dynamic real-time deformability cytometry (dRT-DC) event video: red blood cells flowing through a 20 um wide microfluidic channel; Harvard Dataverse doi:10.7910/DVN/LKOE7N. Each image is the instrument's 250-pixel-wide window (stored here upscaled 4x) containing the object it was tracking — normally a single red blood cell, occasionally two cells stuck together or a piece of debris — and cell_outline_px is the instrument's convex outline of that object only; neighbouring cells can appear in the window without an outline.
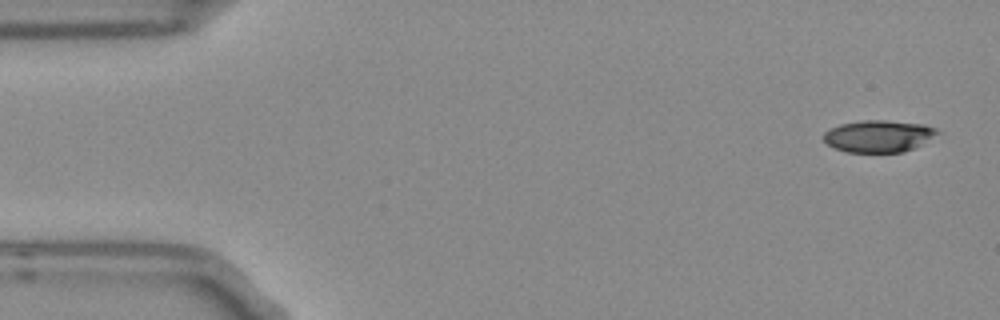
{"species": "Egyptian fruit bat (a non-hibernating species)", "species_latin": "Rousettus aegyptiacus", "temperature_condition": "room temperature", "stored_images_in_passage": 7, "camera_frame_rate_fps": 3000, "um_per_image_px": 0.085, "frame": {"image": 1, "passage_image": 1, "time_ms": 0.0, "image_size_px": [1000, 320], "cell_outline_px": [[940, 132], [920, 144], [904, 152], [848, 152], [836, 148], [828, 144], [820, 136], [828, 128], [840, 124], [860, 120], [884, 120], [924, 124], [936, 128]], "centroid_in_image_um": [74.62, 11.56], "position_along_channel_um": 10.4, "area_um2": 21.15}}
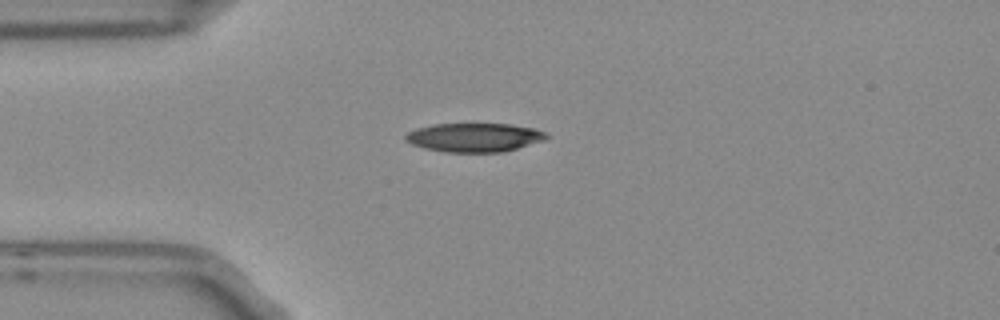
{"frame": {"image": 2, "passage_image": 4, "time_ms": 1.0, "image_size_px": [1000, 320], "cell_outline_px": [[548, 136], [544, 140], [504, 152], [444, 152], [424, 148], [412, 144], [404, 140], [404, 136], [408, 132], [416, 128], [436, 124], [508, 124], [532, 128], [544, 132]], "centroid_in_image_um": [40.27, 11.69], "position_along_channel_um": 44.7, "area_um2": 23.52}}
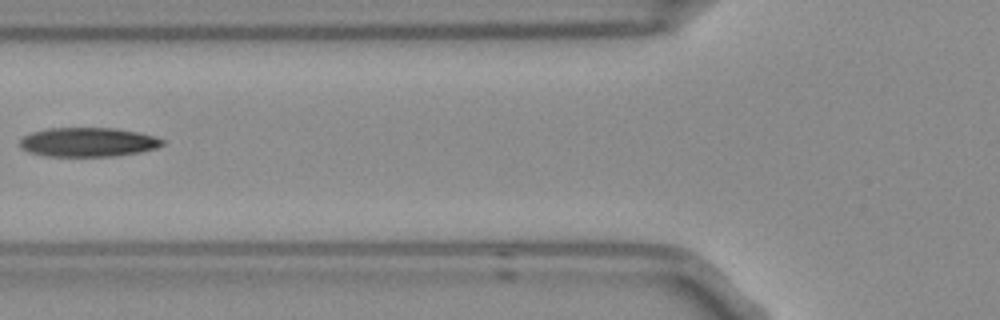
{"frame": {"image": 3, "passage_image": 6, "time_ms": 1.667, "image_size_px": [1000, 320], "cell_outline_px": [[164, 144], [156, 148], [140, 152], [112, 156], [44, 156], [28, 152], [20, 144], [20, 140], [24, 136], [32, 132], [48, 128], [116, 128], [140, 132], [164, 140]], "centroid_in_image_um": [7.49, 12.08], "position_along_channel_um": 118.3, "area_um2": 24.16}}